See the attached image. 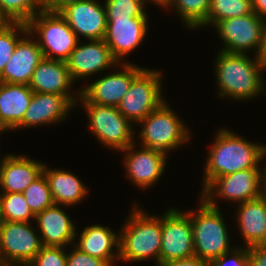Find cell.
Here are the masks:
<instances>
[{
  "label": "cell",
  "mask_w": 266,
  "mask_h": 266,
  "mask_svg": "<svg viewBox=\"0 0 266 266\" xmlns=\"http://www.w3.org/2000/svg\"><path fill=\"white\" fill-rule=\"evenodd\" d=\"M42 10V0H0V19L3 22L27 23Z\"/></svg>",
  "instance_id": "f1b7e54d"
},
{
  "label": "cell",
  "mask_w": 266,
  "mask_h": 266,
  "mask_svg": "<svg viewBox=\"0 0 266 266\" xmlns=\"http://www.w3.org/2000/svg\"><path fill=\"white\" fill-rule=\"evenodd\" d=\"M265 184H266V165H265Z\"/></svg>",
  "instance_id": "ee69618b"
},
{
  "label": "cell",
  "mask_w": 266,
  "mask_h": 266,
  "mask_svg": "<svg viewBox=\"0 0 266 266\" xmlns=\"http://www.w3.org/2000/svg\"><path fill=\"white\" fill-rule=\"evenodd\" d=\"M147 21V17L107 19L104 41L119 63L144 40L148 31Z\"/></svg>",
  "instance_id": "e0dca14e"
},
{
  "label": "cell",
  "mask_w": 266,
  "mask_h": 266,
  "mask_svg": "<svg viewBox=\"0 0 266 266\" xmlns=\"http://www.w3.org/2000/svg\"><path fill=\"white\" fill-rule=\"evenodd\" d=\"M147 0H104L107 19H132L148 17Z\"/></svg>",
  "instance_id": "d6a6232c"
},
{
  "label": "cell",
  "mask_w": 266,
  "mask_h": 266,
  "mask_svg": "<svg viewBox=\"0 0 266 266\" xmlns=\"http://www.w3.org/2000/svg\"><path fill=\"white\" fill-rule=\"evenodd\" d=\"M210 147L204 166L202 190L215 178L240 170L261 168L266 145L253 143L230 129H219Z\"/></svg>",
  "instance_id": "7a4b0ae2"
},
{
  "label": "cell",
  "mask_w": 266,
  "mask_h": 266,
  "mask_svg": "<svg viewBox=\"0 0 266 266\" xmlns=\"http://www.w3.org/2000/svg\"><path fill=\"white\" fill-rule=\"evenodd\" d=\"M219 51L215 60L218 95L227 99L252 100L262 94L266 65L261 56ZM250 57V58H249ZM253 59V60H252Z\"/></svg>",
  "instance_id": "6da1fadb"
},
{
  "label": "cell",
  "mask_w": 266,
  "mask_h": 266,
  "mask_svg": "<svg viewBox=\"0 0 266 266\" xmlns=\"http://www.w3.org/2000/svg\"><path fill=\"white\" fill-rule=\"evenodd\" d=\"M253 13L251 0H210L208 17L199 27H214L218 22Z\"/></svg>",
  "instance_id": "4316f807"
},
{
  "label": "cell",
  "mask_w": 266,
  "mask_h": 266,
  "mask_svg": "<svg viewBox=\"0 0 266 266\" xmlns=\"http://www.w3.org/2000/svg\"><path fill=\"white\" fill-rule=\"evenodd\" d=\"M209 266H248V248L234 246L231 251L211 261Z\"/></svg>",
  "instance_id": "e575fe53"
},
{
  "label": "cell",
  "mask_w": 266,
  "mask_h": 266,
  "mask_svg": "<svg viewBox=\"0 0 266 266\" xmlns=\"http://www.w3.org/2000/svg\"><path fill=\"white\" fill-rule=\"evenodd\" d=\"M27 32L28 27L26 23L6 21L0 23V74L13 55L15 47L21 39L20 36L26 35Z\"/></svg>",
  "instance_id": "4dcf8cb0"
},
{
  "label": "cell",
  "mask_w": 266,
  "mask_h": 266,
  "mask_svg": "<svg viewBox=\"0 0 266 266\" xmlns=\"http://www.w3.org/2000/svg\"><path fill=\"white\" fill-rule=\"evenodd\" d=\"M5 131H7V132H8V130H7L6 128H4V127L0 126V133H3V132H5Z\"/></svg>",
  "instance_id": "7bdbcfd3"
},
{
  "label": "cell",
  "mask_w": 266,
  "mask_h": 266,
  "mask_svg": "<svg viewBox=\"0 0 266 266\" xmlns=\"http://www.w3.org/2000/svg\"><path fill=\"white\" fill-rule=\"evenodd\" d=\"M135 146H137L135 143L131 144L121 151L126 154L123 161L125 172H127L126 177L136 187L148 189L155 185L154 183H157L158 179L163 175L168 155L151 148L141 146V149H138ZM134 148L138 150H133Z\"/></svg>",
  "instance_id": "5bb4252c"
},
{
  "label": "cell",
  "mask_w": 266,
  "mask_h": 266,
  "mask_svg": "<svg viewBox=\"0 0 266 266\" xmlns=\"http://www.w3.org/2000/svg\"><path fill=\"white\" fill-rule=\"evenodd\" d=\"M248 266H266V245L248 247Z\"/></svg>",
  "instance_id": "8d00e7d4"
},
{
  "label": "cell",
  "mask_w": 266,
  "mask_h": 266,
  "mask_svg": "<svg viewBox=\"0 0 266 266\" xmlns=\"http://www.w3.org/2000/svg\"><path fill=\"white\" fill-rule=\"evenodd\" d=\"M167 7L176 10L187 28L199 29L208 17L210 0H171Z\"/></svg>",
  "instance_id": "83f0119b"
},
{
  "label": "cell",
  "mask_w": 266,
  "mask_h": 266,
  "mask_svg": "<svg viewBox=\"0 0 266 266\" xmlns=\"http://www.w3.org/2000/svg\"><path fill=\"white\" fill-rule=\"evenodd\" d=\"M161 217L162 244L160 266L173 260L195 256L191 210L169 208Z\"/></svg>",
  "instance_id": "8fae6325"
},
{
  "label": "cell",
  "mask_w": 266,
  "mask_h": 266,
  "mask_svg": "<svg viewBox=\"0 0 266 266\" xmlns=\"http://www.w3.org/2000/svg\"><path fill=\"white\" fill-rule=\"evenodd\" d=\"M261 58L266 65V19L264 20V43Z\"/></svg>",
  "instance_id": "60d3db41"
},
{
  "label": "cell",
  "mask_w": 266,
  "mask_h": 266,
  "mask_svg": "<svg viewBox=\"0 0 266 266\" xmlns=\"http://www.w3.org/2000/svg\"><path fill=\"white\" fill-rule=\"evenodd\" d=\"M195 212L191 210L195 256L210 263L231 251L230 234L220 208L209 206L202 198Z\"/></svg>",
  "instance_id": "277c9868"
},
{
  "label": "cell",
  "mask_w": 266,
  "mask_h": 266,
  "mask_svg": "<svg viewBox=\"0 0 266 266\" xmlns=\"http://www.w3.org/2000/svg\"><path fill=\"white\" fill-rule=\"evenodd\" d=\"M77 240L76 248L105 261L109 266H115L119 260L120 233L113 232L109 227L98 224L86 226Z\"/></svg>",
  "instance_id": "603a6c76"
},
{
  "label": "cell",
  "mask_w": 266,
  "mask_h": 266,
  "mask_svg": "<svg viewBox=\"0 0 266 266\" xmlns=\"http://www.w3.org/2000/svg\"><path fill=\"white\" fill-rule=\"evenodd\" d=\"M237 208L236 221L246 247L266 245V193Z\"/></svg>",
  "instance_id": "cb8c5ba5"
},
{
  "label": "cell",
  "mask_w": 266,
  "mask_h": 266,
  "mask_svg": "<svg viewBox=\"0 0 266 266\" xmlns=\"http://www.w3.org/2000/svg\"><path fill=\"white\" fill-rule=\"evenodd\" d=\"M151 3L153 2V4L155 3V5H159V6H162V7H166L171 0H150ZM149 0H147V2H150Z\"/></svg>",
  "instance_id": "b9f144b4"
},
{
  "label": "cell",
  "mask_w": 266,
  "mask_h": 266,
  "mask_svg": "<svg viewBox=\"0 0 266 266\" xmlns=\"http://www.w3.org/2000/svg\"><path fill=\"white\" fill-rule=\"evenodd\" d=\"M73 83L66 61L43 57L33 72L29 87L36 93L64 95L76 106L80 90L75 92L76 96L73 95L74 93L71 94Z\"/></svg>",
  "instance_id": "ac0fdd59"
},
{
  "label": "cell",
  "mask_w": 266,
  "mask_h": 266,
  "mask_svg": "<svg viewBox=\"0 0 266 266\" xmlns=\"http://www.w3.org/2000/svg\"><path fill=\"white\" fill-rule=\"evenodd\" d=\"M224 46L221 51L243 53L254 50L261 56L264 43V20L254 12L241 17L222 20L215 25Z\"/></svg>",
  "instance_id": "7c38bea8"
},
{
  "label": "cell",
  "mask_w": 266,
  "mask_h": 266,
  "mask_svg": "<svg viewBox=\"0 0 266 266\" xmlns=\"http://www.w3.org/2000/svg\"><path fill=\"white\" fill-rule=\"evenodd\" d=\"M44 163L22 155L7 154L0 162V192L23 193L43 174Z\"/></svg>",
  "instance_id": "44dd1931"
},
{
  "label": "cell",
  "mask_w": 266,
  "mask_h": 266,
  "mask_svg": "<svg viewBox=\"0 0 266 266\" xmlns=\"http://www.w3.org/2000/svg\"><path fill=\"white\" fill-rule=\"evenodd\" d=\"M43 174L47 179L53 201L56 205H63L67 208L82 202L86 195H88V188L80 178L68 170L50 169L44 164Z\"/></svg>",
  "instance_id": "484cf974"
},
{
  "label": "cell",
  "mask_w": 266,
  "mask_h": 266,
  "mask_svg": "<svg viewBox=\"0 0 266 266\" xmlns=\"http://www.w3.org/2000/svg\"><path fill=\"white\" fill-rule=\"evenodd\" d=\"M119 65L122 66L121 71L108 73L80 89V103L117 107L128 92L132 81L145 69L125 61Z\"/></svg>",
  "instance_id": "4fadbf2b"
},
{
  "label": "cell",
  "mask_w": 266,
  "mask_h": 266,
  "mask_svg": "<svg viewBox=\"0 0 266 266\" xmlns=\"http://www.w3.org/2000/svg\"><path fill=\"white\" fill-rule=\"evenodd\" d=\"M87 113L91 133L102 145L118 151L135 143L133 124L114 106L80 103ZM85 107V108H84Z\"/></svg>",
  "instance_id": "ba28073f"
},
{
  "label": "cell",
  "mask_w": 266,
  "mask_h": 266,
  "mask_svg": "<svg viewBox=\"0 0 266 266\" xmlns=\"http://www.w3.org/2000/svg\"><path fill=\"white\" fill-rule=\"evenodd\" d=\"M43 246L65 247L77 238L76 226L61 205L54 204L35 215Z\"/></svg>",
  "instance_id": "7402d4cb"
},
{
  "label": "cell",
  "mask_w": 266,
  "mask_h": 266,
  "mask_svg": "<svg viewBox=\"0 0 266 266\" xmlns=\"http://www.w3.org/2000/svg\"><path fill=\"white\" fill-rule=\"evenodd\" d=\"M26 24L32 36H39L37 43L44 58L66 61L79 42L77 35L59 13L44 9Z\"/></svg>",
  "instance_id": "52a82bcc"
},
{
  "label": "cell",
  "mask_w": 266,
  "mask_h": 266,
  "mask_svg": "<svg viewBox=\"0 0 266 266\" xmlns=\"http://www.w3.org/2000/svg\"><path fill=\"white\" fill-rule=\"evenodd\" d=\"M70 26L78 39H104L107 28L105 7L97 0H81L67 6L59 13Z\"/></svg>",
  "instance_id": "2e32d148"
},
{
  "label": "cell",
  "mask_w": 266,
  "mask_h": 266,
  "mask_svg": "<svg viewBox=\"0 0 266 266\" xmlns=\"http://www.w3.org/2000/svg\"><path fill=\"white\" fill-rule=\"evenodd\" d=\"M22 194L34 215L55 204L44 174L29 184Z\"/></svg>",
  "instance_id": "1f68e13d"
},
{
  "label": "cell",
  "mask_w": 266,
  "mask_h": 266,
  "mask_svg": "<svg viewBox=\"0 0 266 266\" xmlns=\"http://www.w3.org/2000/svg\"><path fill=\"white\" fill-rule=\"evenodd\" d=\"M32 96L27 85L0 82V126L13 131L22 121Z\"/></svg>",
  "instance_id": "d4e9b609"
},
{
  "label": "cell",
  "mask_w": 266,
  "mask_h": 266,
  "mask_svg": "<svg viewBox=\"0 0 266 266\" xmlns=\"http://www.w3.org/2000/svg\"><path fill=\"white\" fill-rule=\"evenodd\" d=\"M80 44L79 41L66 60L67 68L74 83L81 80V78L106 71V69L116 68L115 65L119 66V62L113 57L104 39L89 40L88 44Z\"/></svg>",
  "instance_id": "9a60e30c"
},
{
  "label": "cell",
  "mask_w": 266,
  "mask_h": 266,
  "mask_svg": "<svg viewBox=\"0 0 266 266\" xmlns=\"http://www.w3.org/2000/svg\"><path fill=\"white\" fill-rule=\"evenodd\" d=\"M31 222L0 221V266H27L43 247Z\"/></svg>",
  "instance_id": "30bf717a"
},
{
  "label": "cell",
  "mask_w": 266,
  "mask_h": 266,
  "mask_svg": "<svg viewBox=\"0 0 266 266\" xmlns=\"http://www.w3.org/2000/svg\"><path fill=\"white\" fill-rule=\"evenodd\" d=\"M253 12L262 20L266 18V0H251Z\"/></svg>",
  "instance_id": "ab89813d"
},
{
  "label": "cell",
  "mask_w": 266,
  "mask_h": 266,
  "mask_svg": "<svg viewBox=\"0 0 266 266\" xmlns=\"http://www.w3.org/2000/svg\"><path fill=\"white\" fill-rule=\"evenodd\" d=\"M64 247L43 246L27 266H67V252Z\"/></svg>",
  "instance_id": "836d02e7"
},
{
  "label": "cell",
  "mask_w": 266,
  "mask_h": 266,
  "mask_svg": "<svg viewBox=\"0 0 266 266\" xmlns=\"http://www.w3.org/2000/svg\"><path fill=\"white\" fill-rule=\"evenodd\" d=\"M265 193V167L250 168L213 179L201 192V198L209 206L219 208L215 195L219 199L241 204Z\"/></svg>",
  "instance_id": "8992f818"
},
{
  "label": "cell",
  "mask_w": 266,
  "mask_h": 266,
  "mask_svg": "<svg viewBox=\"0 0 266 266\" xmlns=\"http://www.w3.org/2000/svg\"><path fill=\"white\" fill-rule=\"evenodd\" d=\"M81 0H47L44 3V9L51 13H60L67 6H70Z\"/></svg>",
  "instance_id": "74e56055"
},
{
  "label": "cell",
  "mask_w": 266,
  "mask_h": 266,
  "mask_svg": "<svg viewBox=\"0 0 266 266\" xmlns=\"http://www.w3.org/2000/svg\"><path fill=\"white\" fill-rule=\"evenodd\" d=\"M34 219L22 193H0V221L31 222Z\"/></svg>",
  "instance_id": "f546056e"
},
{
  "label": "cell",
  "mask_w": 266,
  "mask_h": 266,
  "mask_svg": "<svg viewBox=\"0 0 266 266\" xmlns=\"http://www.w3.org/2000/svg\"><path fill=\"white\" fill-rule=\"evenodd\" d=\"M141 130L137 135L142 147L161 151L168 155L171 150H176L191 136L188 126L170 108L165 101L158 109L149 113L140 123ZM189 139V140H188Z\"/></svg>",
  "instance_id": "5b68a950"
},
{
  "label": "cell",
  "mask_w": 266,
  "mask_h": 266,
  "mask_svg": "<svg viewBox=\"0 0 266 266\" xmlns=\"http://www.w3.org/2000/svg\"><path fill=\"white\" fill-rule=\"evenodd\" d=\"M74 249L67 252V266H109L105 261L82 252L73 245Z\"/></svg>",
  "instance_id": "d590c367"
},
{
  "label": "cell",
  "mask_w": 266,
  "mask_h": 266,
  "mask_svg": "<svg viewBox=\"0 0 266 266\" xmlns=\"http://www.w3.org/2000/svg\"><path fill=\"white\" fill-rule=\"evenodd\" d=\"M161 266H209V263L199 257H191L187 259L173 260L162 264Z\"/></svg>",
  "instance_id": "f35d334b"
},
{
  "label": "cell",
  "mask_w": 266,
  "mask_h": 266,
  "mask_svg": "<svg viewBox=\"0 0 266 266\" xmlns=\"http://www.w3.org/2000/svg\"><path fill=\"white\" fill-rule=\"evenodd\" d=\"M75 105L64 95L33 92L22 121L13 129H23L46 124H59L65 120Z\"/></svg>",
  "instance_id": "d6986e66"
},
{
  "label": "cell",
  "mask_w": 266,
  "mask_h": 266,
  "mask_svg": "<svg viewBox=\"0 0 266 266\" xmlns=\"http://www.w3.org/2000/svg\"><path fill=\"white\" fill-rule=\"evenodd\" d=\"M161 75L156 69H144L132 81L128 92L117 106L118 111L133 125L139 124L166 101L165 98L162 99Z\"/></svg>",
  "instance_id": "9c48e42d"
},
{
  "label": "cell",
  "mask_w": 266,
  "mask_h": 266,
  "mask_svg": "<svg viewBox=\"0 0 266 266\" xmlns=\"http://www.w3.org/2000/svg\"><path fill=\"white\" fill-rule=\"evenodd\" d=\"M133 204L125 225L120 229L119 260L131 263L152 257L160 266L162 244L161 216L149 215Z\"/></svg>",
  "instance_id": "3957f363"
},
{
  "label": "cell",
  "mask_w": 266,
  "mask_h": 266,
  "mask_svg": "<svg viewBox=\"0 0 266 266\" xmlns=\"http://www.w3.org/2000/svg\"><path fill=\"white\" fill-rule=\"evenodd\" d=\"M33 38L35 37L27 32L18 41L13 55L0 74V82L29 86L35 68L43 59L42 50Z\"/></svg>",
  "instance_id": "ffe728a7"
}]
</instances>
